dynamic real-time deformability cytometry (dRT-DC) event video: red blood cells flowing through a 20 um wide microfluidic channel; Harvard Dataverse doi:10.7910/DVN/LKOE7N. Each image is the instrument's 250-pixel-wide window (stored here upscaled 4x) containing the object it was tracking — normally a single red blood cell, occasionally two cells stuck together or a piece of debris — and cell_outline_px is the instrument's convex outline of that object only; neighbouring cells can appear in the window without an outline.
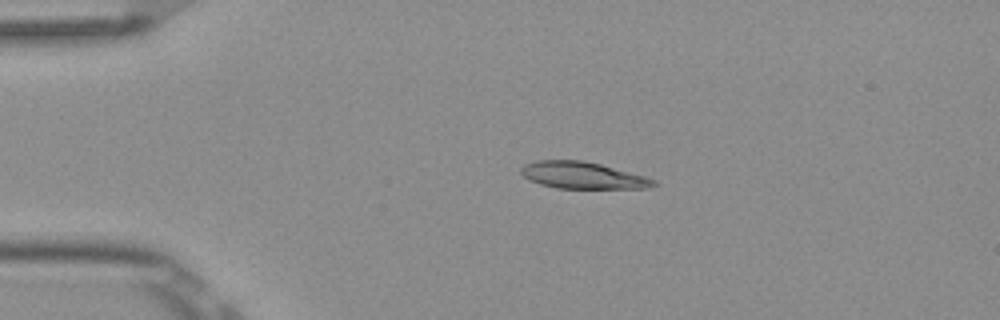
{"species": "Egyptian fruit bat (a non-hibernating species)", "species_latin": "Rousettus aegyptiacus", "temperature_condition": "room temperature", "stored_images_in_passage": 4, "camera_frame_rate_fps": 3000, "um_per_image_px": 0.085, "frame": {"image": 1, "passage_image": 3, "time_ms": 0.667, "image_size_px": [1000, 320], "cell_outline_px": [[660, 184], [648, 188], [556, 188], [540, 184], [528, 180], [520, 172], [520, 168], [524, 164], [536, 160], [584, 160], [600, 164], [644, 176], [656, 180]], "centroid_in_image_um": [49.51, 14.9], "position_along_channel_um": 35.5, "area_um2": 20.75}}